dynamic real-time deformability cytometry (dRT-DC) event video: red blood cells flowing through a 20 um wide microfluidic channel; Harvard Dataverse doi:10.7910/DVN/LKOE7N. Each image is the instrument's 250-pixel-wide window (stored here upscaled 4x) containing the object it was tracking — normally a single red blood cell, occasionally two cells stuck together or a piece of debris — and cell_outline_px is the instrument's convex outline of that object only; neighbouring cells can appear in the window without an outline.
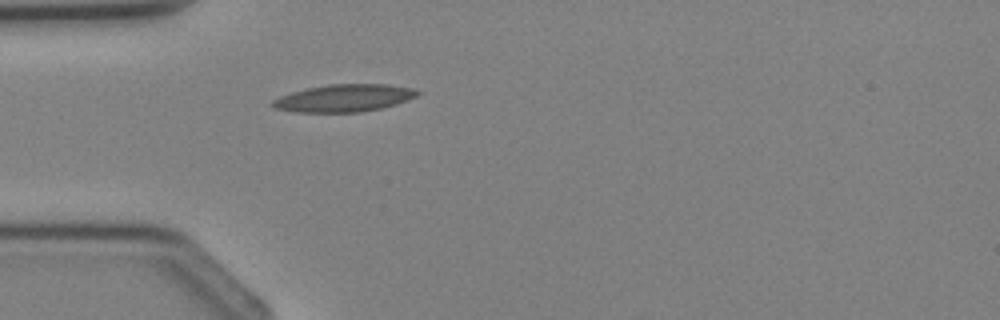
{"species": "Egyptian fruit bat (a non-hibernating species)", "species_latin": "Rousettus aegyptiacus", "temperature_condition": "cold", "stored_images_in_passage": 1, "camera_frame_rate_fps": 3000, "um_per_image_px": 0.085, "animal": {"sex": "female"}, "frame": {"image": 1, "passage_image": 1, "time_ms": 0.0, "image_size_px": [1000, 320], "cell_outline_px": [[420, 92], [416, 96], [396, 104], [380, 108], [360, 112], [296, 112], [276, 108], [272, 104], [272, 100], [280, 96], [292, 92], [308, 88], [328, 84], [388, 84], [412, 88]], "centroid_in_image_um": [29.25, 8.33], "position_along_channel_um": 55.8, "area_um2": 22.89}}